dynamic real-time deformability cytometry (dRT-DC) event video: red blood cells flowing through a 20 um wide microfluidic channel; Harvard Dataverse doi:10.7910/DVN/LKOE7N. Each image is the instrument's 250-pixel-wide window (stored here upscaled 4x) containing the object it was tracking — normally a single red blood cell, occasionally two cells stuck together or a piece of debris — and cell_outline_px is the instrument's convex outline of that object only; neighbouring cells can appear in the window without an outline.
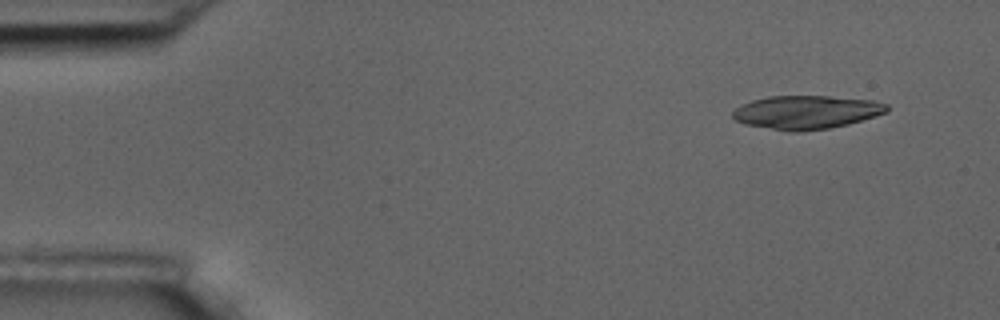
{"species": "common noctule bat (a hibernating species)", "species_latin": "Nyctalus noctula", "temperature_condition": "room temperature", "stored_images_in_passage": 4, "camera_frame_rate_fps": 3000, "um_per_image_px": 0.085, "animal": {"sex": "male", "body_mass_g": 17.5, "forearm_length_mm": 52.3}, "frame": {"image": 1, "passage_image": 1, "time_ms": 0.0, "image_size_px": [1000, 320], "cell_outline_px": [[888, 112], [876, 116], [848, 124], [828, 128], [800, 132], [792, 132], [748, 124], [736, 120], [732, 116], [732, 112], [736, 108], [752, 100], [768, 96], [828, 96], [872, 100], [888, 104]], "centroid_in_image_um": [68.58, 9.53], "position_along_channel_um": 16.4, "area_um2": 29.88}}